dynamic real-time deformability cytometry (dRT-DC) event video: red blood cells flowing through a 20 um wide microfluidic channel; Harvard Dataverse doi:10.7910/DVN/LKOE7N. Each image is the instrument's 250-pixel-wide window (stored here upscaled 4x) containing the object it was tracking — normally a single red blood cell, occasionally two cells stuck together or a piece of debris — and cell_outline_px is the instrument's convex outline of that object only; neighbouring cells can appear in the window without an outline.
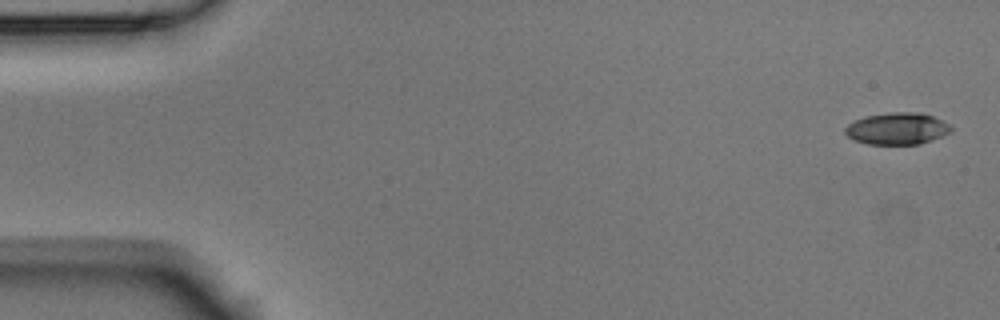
{"species": "Egyptian fruit bat (a non-hibernating species)", "species_latin": "Rousettus aegyptiacus", "temperature_condition": "room temperature", "stored_images_in_passage": 4, "camera_frame_rate_fps": 3000, "um_per_image_px": 0.085, "animal": {"sex": "male"}, "frame": {"image": 1, "passage_image": 1, "time_ms": 0.0, "image_size_px": [1000, 320], "cell_outline_px": [[952, 128], [948, 132], [932, 140], [920, 144], [868, 144], [856, 140], [848, 136], [844, 132], [844, 128], [848, 124], [864, 116], [892, 112], [920, 112], [932, 116], [948, 124]], "centroid_in_image_um": [76.23, 10.92], "position_along_channel_um": 8.8, "area_um2": 19.42}}
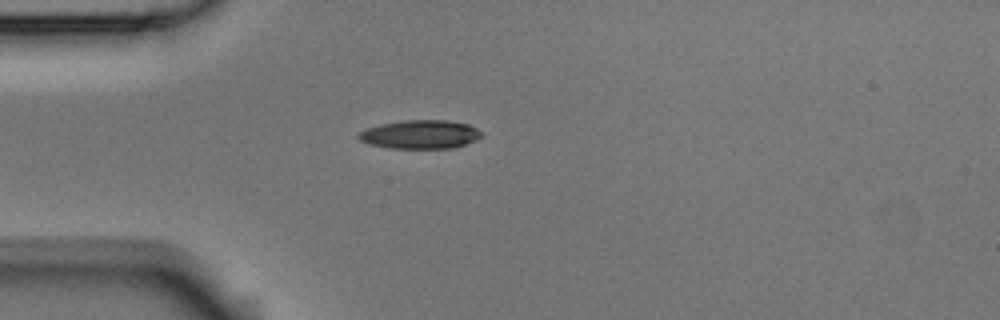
{"frame": {"image": 2, "passage_image": 4, "time_ms": 1.0, "image_size_px": [1000, 320], "cell_outline_px": [[484, 136], [476, 140], [452, 148], [388, 148], [368, 144], [360, 140], [356, 136], [360, 132], [368, 128], [380, 124], [404, 120], [448, 120], [468, 124], [484, 132]], "centroid_in_image_um": [35.74, 11.42], "position_along_channel_um": 49.3, "area_um2": 20.63}}